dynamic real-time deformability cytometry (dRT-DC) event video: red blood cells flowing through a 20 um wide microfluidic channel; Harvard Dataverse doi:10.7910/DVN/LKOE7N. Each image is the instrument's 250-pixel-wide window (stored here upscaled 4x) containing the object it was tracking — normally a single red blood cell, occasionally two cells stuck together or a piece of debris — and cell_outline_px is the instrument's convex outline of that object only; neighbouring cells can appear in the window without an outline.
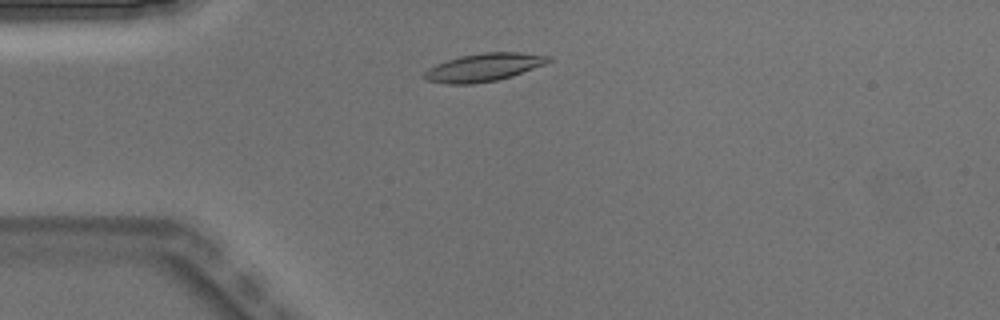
{"species": "Egyptian fruit bat (a non-hibernating species)", "species_latin": "Rousettus aegyptiacus", "temperature_condition": "warm", "stored_images_in_passage": 5, "camera_frame_rate_fps": 3000, "um_per_image_px": 0.085, "animal": {"sex": "male"}, "frame": {"image": 1, "passage_image": 2, "time_ms": 0.333, "image_size_px": [1000, 320], "cell_outline_px": [[552, 60], [544, 64], [512, 76], [496, 80], [472, 84], [448, 84], [428, 80], [420, 76], [428, 68], [436, 64], [460, 56], [484, 52], [520, 52], [552, 56]], "centroid_in_image_um": [41.11, 5.72], "position_along_channel_um": 43.9, "area_um2": 20.17}}